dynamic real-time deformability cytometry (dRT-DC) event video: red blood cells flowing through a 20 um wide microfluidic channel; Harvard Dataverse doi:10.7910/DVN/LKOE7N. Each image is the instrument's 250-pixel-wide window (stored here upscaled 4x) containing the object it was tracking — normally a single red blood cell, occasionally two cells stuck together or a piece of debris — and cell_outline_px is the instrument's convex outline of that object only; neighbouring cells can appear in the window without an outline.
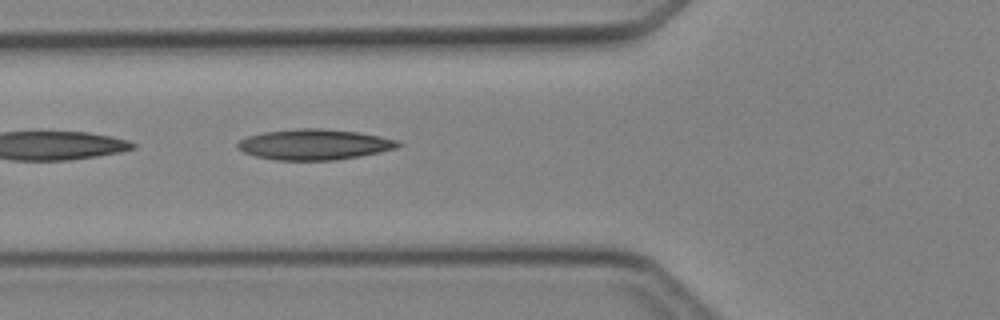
{"species": "Egyptian fruit bat (a non-hibernating species)", "species_latin": "Rousettus aegyptiacus", "temperature_condition": "cold", "stored_images_in_passage": 2, "camera_frame_rate_fps": 3000, "um_per_image_px": 0.085, "animal": {"sex": "female"}, "frame": {"image": 1, "passage_image": 2, "time_ms": 2.0, "image_size_px": [1000, 320], "cell_outline_px": [[404, 144], [396, 148], [380, 152], [360, 156], [336, 160], [276, 160], [256, 156], [244, 152], [236, 148], [236, 144], [240, 140], [248, 136], [264, 132], [300, 128], [320, 128], [360, 132], [380, 136], [396, 140]], "centroid_in_image_um": [26.73, 12.28], "position_along_channel_um": 99.1, "area_um2": 28.67}}